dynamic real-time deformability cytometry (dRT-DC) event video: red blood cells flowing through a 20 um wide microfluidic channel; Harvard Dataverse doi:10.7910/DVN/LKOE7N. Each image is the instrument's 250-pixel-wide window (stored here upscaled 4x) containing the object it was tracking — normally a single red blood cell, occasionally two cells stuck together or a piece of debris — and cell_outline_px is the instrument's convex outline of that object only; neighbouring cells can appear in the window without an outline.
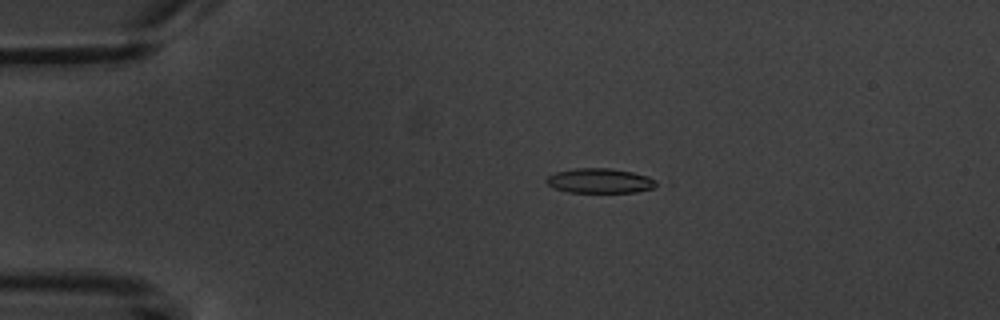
{"species": "common noctule bat (a hibernating species)", "species_latin": "Nyctalus noctula", "temperature_condition": "warm", "stored_images_in_passage": 10, "camera_frame_rate_fps": 3000, "um_per_image_px": 0.085, "animal": {"sex": "male", "body_mass_g": 20.1, "forearm_length_mm": 53.5}, "frame": {"image": 1, "passage_image": 4, "time_ms": 3.333, "image_size_px": [1000, 320], "cell_outline_px": [[660, 184], [652, 188], [636, 192], [568, 192], [552, 188], [544, 180], [548, 176], [556, 172], [576, 168], [608, 168], [632, 172], [648, 176], [656, 180]], "centroid_in_image_um": [50.98, 15.37], "position_along_channel_um": 34.0, "area_um2": 15.9}}
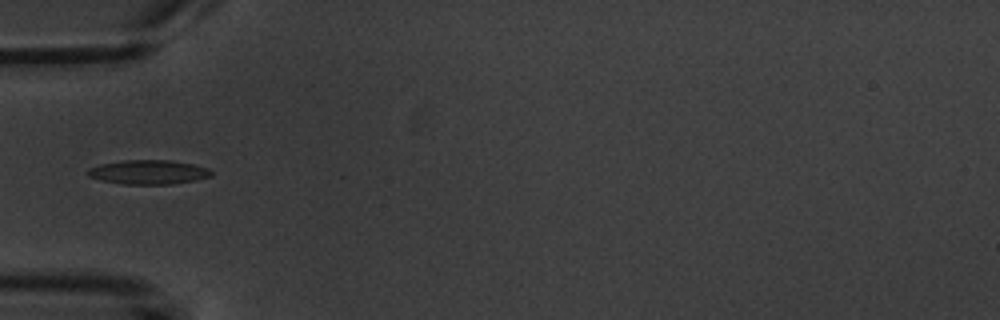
{"frame": {"image": 2, "passage_image": 6, "time_ms": 5.667, "image_size_px": [1000, 320], "cell_outline_px": [[212, 176], [196, 180], [172, 184], [124, 184], [100, 180], [88, 176], [84, 172], [88, 168], [100, 164], [124, 160], [172, 160], [192, 164], [208, 168], [212, 172]], "centroid_in_image_um": [12.59, 14.63], "position_along_channel_um": 72.4, "area_um2": 17.57}}
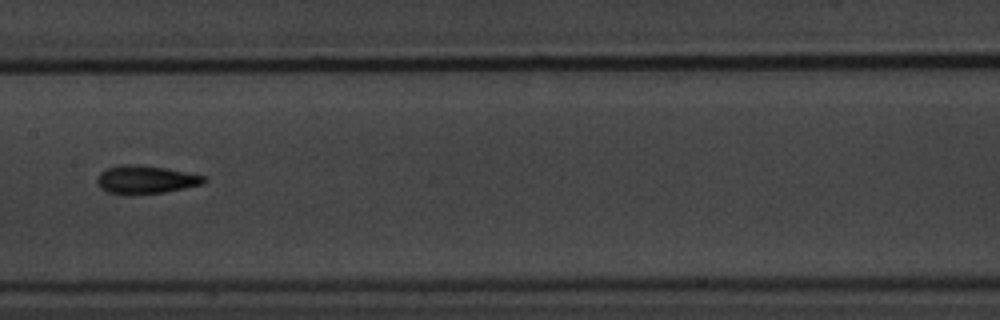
{"frame": {"image": 3, "passage_image": 9, "time_ms": 9.0, "image_size_px": [1000, 320], "cell_outline_px": [[208, 180], [204, 184], [164, 192], [108, 192], [100, 188], [96, 180], [100, 172], [108, 168], [120, 164], [136, 164], [164, 168], [204, 176]], "centroid_in_image_um": [12.4, 15.23], "position_along_channel_um": 195.0, "area_um2": 16.88}}